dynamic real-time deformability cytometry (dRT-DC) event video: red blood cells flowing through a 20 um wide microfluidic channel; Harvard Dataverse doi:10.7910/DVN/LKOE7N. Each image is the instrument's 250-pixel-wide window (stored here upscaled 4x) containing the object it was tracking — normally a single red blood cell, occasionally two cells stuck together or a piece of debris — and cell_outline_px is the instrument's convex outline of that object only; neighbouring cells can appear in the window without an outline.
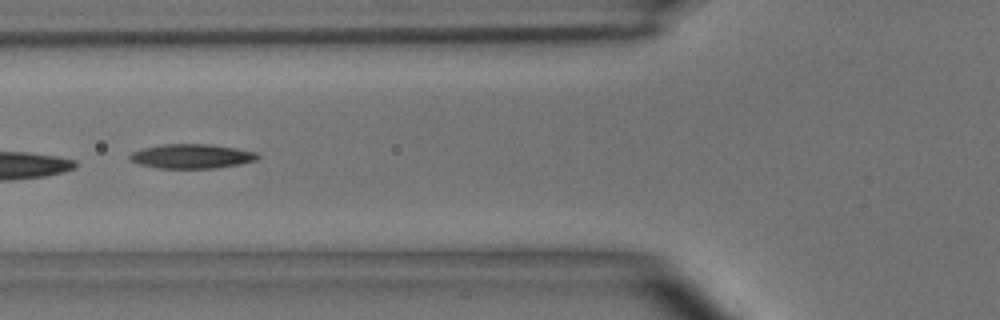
{"species": "common noctule bat (a hibernating species)", "species_latin": "Nyctalus noctula", "temperature_condition": "room temperature", "stored_images_in_passage": 8, "camera_frame_rate_fps": 3000, "um_per_image_px": 0.085, "animal": {"sex": "male", "body_mass_g": 15.6}, "frame": {"image": 1, "passage_image": 6, "time_ms": 6.0, "image_size_px": [1000, 320], "cell_outline_px": [[260, 156], [256, 160], [240, 164], [216, 168], [156, 168], [140, 164], [128, 160], [128, 156], [132, 152], [144, 148], [164, 144], [208, 144], [236, 148], [256, 152]], "centroid_in_image_um": [16.28, 13.28], "position_along_channel_um": 109.5, "area_um2": 18.15}}